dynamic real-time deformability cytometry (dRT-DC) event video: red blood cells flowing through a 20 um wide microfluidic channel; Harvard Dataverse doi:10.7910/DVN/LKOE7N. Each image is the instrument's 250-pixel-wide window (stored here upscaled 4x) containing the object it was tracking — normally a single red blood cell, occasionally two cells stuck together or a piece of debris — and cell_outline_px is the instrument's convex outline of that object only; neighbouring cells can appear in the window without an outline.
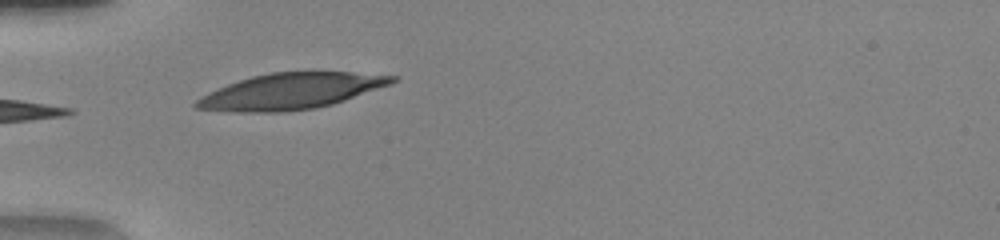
{"species": "human", "species_latin": "Homo sapiens", "temperature_condition": "warm", "stored_images_in_passage": 8, "camera_frame_rate_fps": 3000, "um_per_image_px": 0.085, "donor": {"sex": "female"}, "frame": {"image": 1, "passage_image": 1, "time_ms": 0.0, "image_size_px": [1000, 240], "cell_outline_px": [[400, 76], [392, 84], [332, 104], [316, 108], [280, 112], [236, 112], [196, 108], [192, 104], [196, 100], [208, 92], [228, 84], [252, 76], [272, 72], [352, 72]], "centroid_in_image_um": [24.74, 7.75], "position_along_channel_um": 60.3, "area_um2": 40.86}}
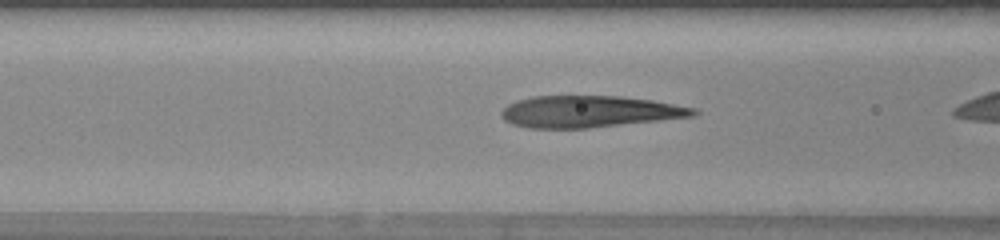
{"frame": {"image": 2, "passage_image": 3, "time_ms": 0.667, "image_size_px": [1000, 240], "cell_outline_px": [[700, 112], [696, 116], [588, 128], [528, 128], [512, 124], [504, 120], [500, 116], [500, 112], [508, 104], [516, 100], [532, 96], [620, 96], [652, 100], [700, 108]], "centroid_in_image_um": [50.13, 9.48], "position_along_channel_um": 116.5, "area_um2": 35.78}}
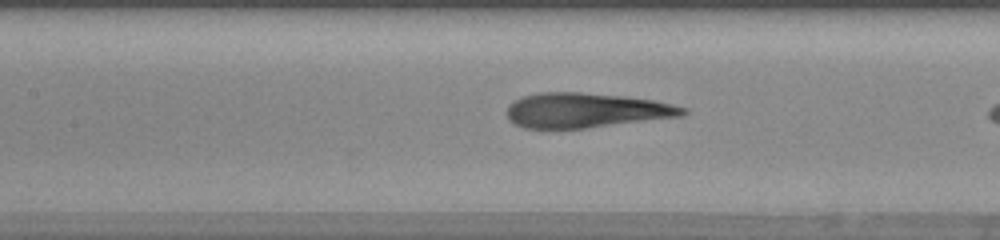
{"frame": {"image": 3, "passage_image": 6, "time_ms": 1.667, "image_size_px": [1000, 240], "cell_outline_px": [[688, 112], [684, 116], [584, 128], [524, 128], [508, 120], [508, 104], [524, 96], [536, 92], [580, 92], [620, 96], [652, 100], [672, 104], [688, 108]], "centroid_in_image_um": [49.82, 9.37], "position_along_channel_um": 157.6, "area_um2": 35.49}}